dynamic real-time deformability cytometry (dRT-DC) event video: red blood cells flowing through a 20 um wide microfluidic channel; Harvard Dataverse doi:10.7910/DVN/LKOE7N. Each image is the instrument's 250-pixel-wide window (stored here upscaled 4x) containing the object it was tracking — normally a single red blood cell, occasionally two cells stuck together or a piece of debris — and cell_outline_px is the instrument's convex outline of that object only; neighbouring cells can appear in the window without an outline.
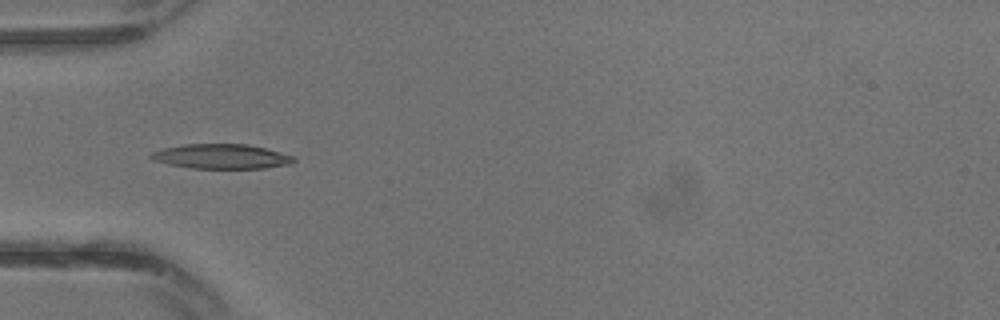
{"species": "common noctule bat (a hibernating species)", "species_latin": "Nyctalus noctula", "temperature_condition": "warm", "stored_images_in_passage": 28, "camera_frame_rate_fps": 3000, "um_per_image_px": 0.085, "animal": {"sex": "male", "body_mass_g": 13.3}, "frame": {"image": 1, "passage_image": 8, "time_ms": 2.333, "image_size_px": [1000, 320], "cell_outline_px": [[296, 160], [292, 164], [264, 168], [192, 168], [168, 164], [152, 160], [148, 156], [152, 152], [164, 148], [184, 144], [248, 144], [264, 148], [292, 156]], "centroid_in_image_um": [18.79, 13.3], "position_along_channel_um": 66.2, "area_um2": 20.4}}
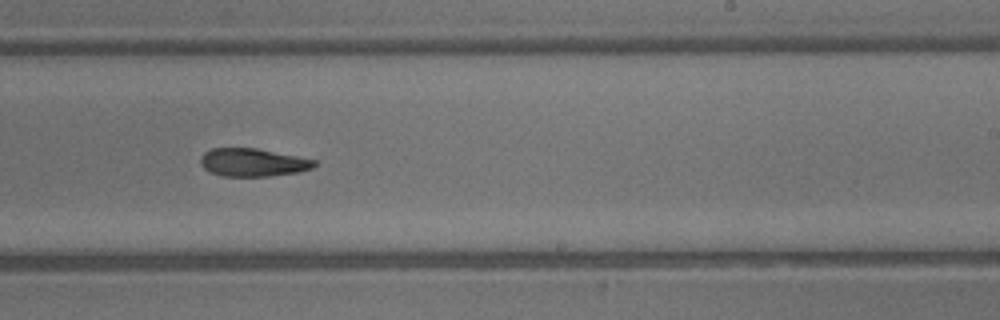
{"frame": {"image": 2, "passage_image": 17, "time_ms": 5.333, "image_size_px": [1000, 320], "cell_outline_px": [[316, 164], [312, 168], [296, 172], [268, 176], [224, 176], [212, 172], [204, 168], [200, 164], [200, 156], [204, 152], [212, 148], [256, 148], [316, 160]], "centroid_in_image_um": [21.46, 13.8], "position_along_channel_um": 267.5, "area_um2": 18.38}}
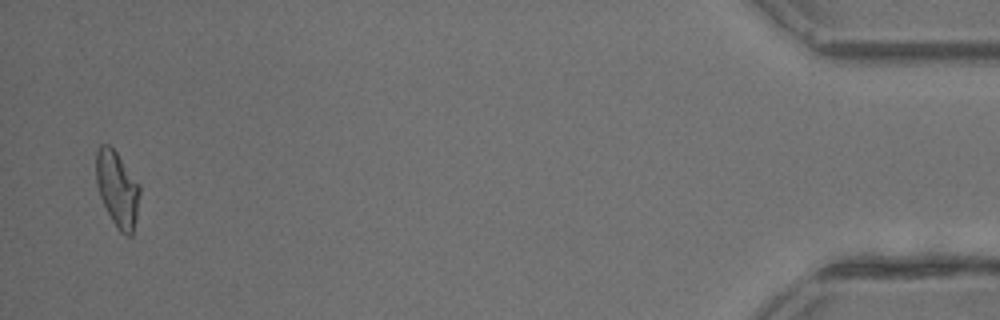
{"frame": {"image": 3, "passage_image": 28, "time_ms": 9.0, "image_size_px": [1000, 320], "cell_outline_px": [[140, 192], [136, 216], [132, 236], [128, 236], [120, 232], [112, 220], [100, 196], [96, 184], [96, 152], [100, 144], [108, 144], [116, 152], [140, 184]], "centroid_in_image_um": [9.97, 16.04], "position_along_channel_um": 425.2, "area_um2": 19.07}}